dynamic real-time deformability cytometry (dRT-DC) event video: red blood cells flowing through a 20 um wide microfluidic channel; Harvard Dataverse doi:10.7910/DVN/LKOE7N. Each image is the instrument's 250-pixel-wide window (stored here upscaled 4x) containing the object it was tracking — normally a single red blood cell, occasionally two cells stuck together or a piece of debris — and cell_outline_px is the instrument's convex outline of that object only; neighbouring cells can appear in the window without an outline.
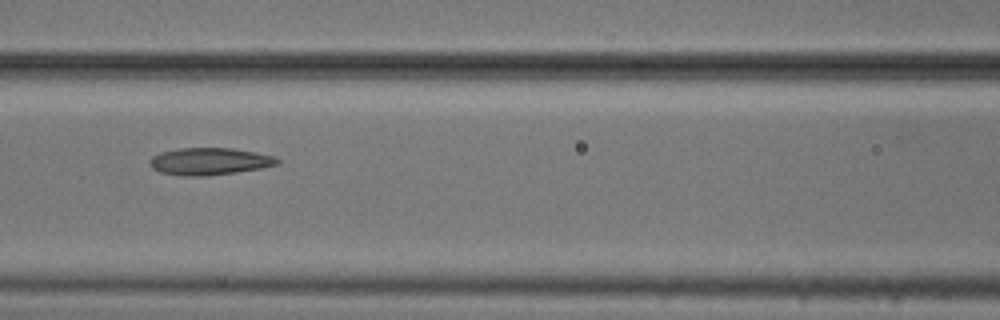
{"species": "common noctule bat (a hibernating species)", "species_latin": "Nyctalus noctula", "temperature_condition": "cold", "stored_images_in_passage": 8, "camera_frame_rate_fps": 3000, "um_per_image_px": 0.085, "animal": {"sex": "male", "body_mass_g": 20.5, "forearm_length_mm": 52.5}, "frame": {"image": 1, "passage_image": 6, "time_ms": 1.667, "image_size_px": [1000, 320], "cell_outline_px": [[280, 164], [264, 168], [208, 176], [184, 176], [160, 172], [152, 168], [148, 164], [148, 160], [152, 156], [160, 152], [180, 148], [232, 148], [256, 152], [276, 156], [280, 160]], "centroid_in_image_um": [17.83, 13.72], "position_along_channel_um": 148.8, "area_um2": 20.52}}
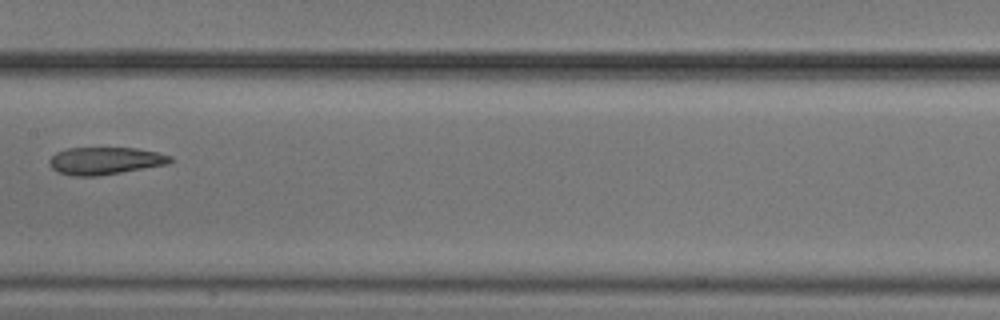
{"frame": {"image": 2, "passage_image": 7, "time_ms": 2.0, "image_size_px": [1000, 320], "cell_outline_px": [[176, 160], [168, 164], [96, 176], [76, 176], [56, 172], [48, 164], [48, 160], [56, 152], [68, 148], [136, 148], [156, 152], [172, 156]], "centroid_in_image_um": [8.93, 13.66], "position_along_channel_um": 198.5, "area_um2": 19.31}}
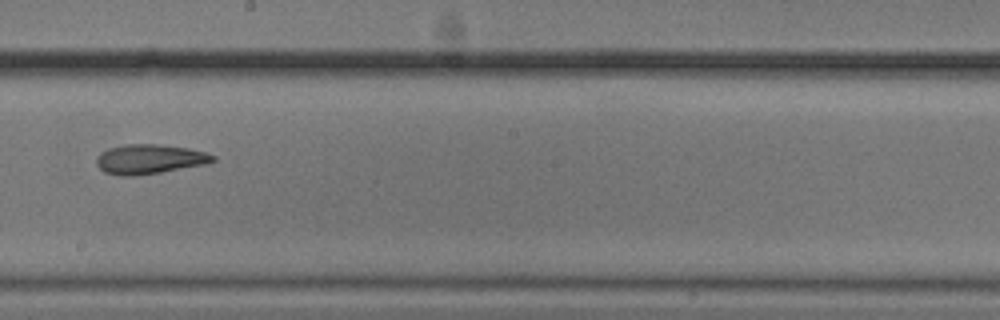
{"frame": {"image": 3, "passage_image": 8, "time_ms": 2.333, "image_size_px": [1000, 320], "cell_outline_px": [[216, 160], [208, 164], [136, 176], [120, 176], [104, 172], [96, 164], [96, 156], [100, 152], [108, 148], [128, 144], [156, 144], [188, 148], [204, 152], [216, 156]], "centroid_in_image_um": [12.69, 13.53], "position_along_channel_um": 235.5, "area_um2": 20.17}}